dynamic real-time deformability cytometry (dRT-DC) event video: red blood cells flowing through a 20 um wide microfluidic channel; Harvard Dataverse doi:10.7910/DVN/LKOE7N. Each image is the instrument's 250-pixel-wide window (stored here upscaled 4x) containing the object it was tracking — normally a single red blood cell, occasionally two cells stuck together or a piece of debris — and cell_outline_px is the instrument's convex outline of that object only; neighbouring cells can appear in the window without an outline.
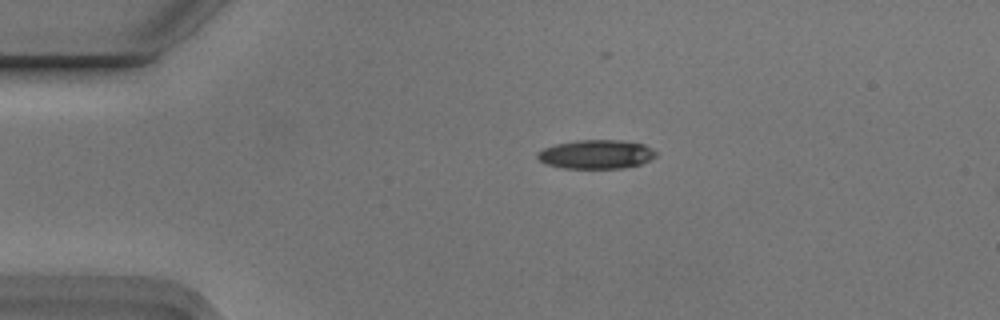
{"species": "Egyptian fruit bat (a non-hibernating species)", "species_latin": "Rousettus aegyptiacus", "temperature_condition": "cold", "stored_images_in_passage": 2, "camera_frame_rate_fps": 3000, "um_per_image_px": 0.085, "animal": {"sex": "male"}, "frame": {"image": 1, "passage_image": 1, "time_ms": 0.0, "image_size_px": [1000, 320], "cell_outline_px": [[656, 156], [640, 164], [624, 168], [564, 168], [544, 164], [536, 156], [536, 152], [544, 148], [556, 144], [576, 140], [620, 140], [644, 144], [656, 152]], "centroid_in_image_um": [50.64, 13.11], "position_along_channel_um": 34.4, "area_um2": 19.94}}